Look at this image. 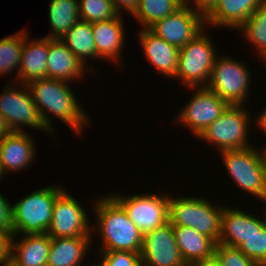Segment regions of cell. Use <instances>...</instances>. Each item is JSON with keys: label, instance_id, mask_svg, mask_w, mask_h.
<instances>
[{"label": "cell", "instance_id": "obj_1", "mask_svg": "<svg viewBox=\"0 0 266 266\" xmlns=\"http://www.w3.org/2000/svg\"><path fill=\"white\" fill-rule=\"evenodd\" d=\"M69 85V86H68ZM35 104L38 106L45 128L53 134L55 126L52 116L71 127L80 137L85 126L90 124L89 115L82 109L80 102L70 87V83L51 78H42L27 84ZM89 120V121H88ZM54 127V128H53ZM83 132V133H82Z\"/></svg>", "mask_w": 266, "mask_h": 266}, {"label": "cell", "instance_id": "obj_2", "mask_svg": "<svg viewBox=\"0 0 266 266\" xmlns=\"http://www.w3.org/2000/svg\"><path fill=\"white\" fill-rule=\"evenodd\" d=\"M94 201V202H93ZM99 235V252L128 251L140 253L143 234L124 208L107 194L92 200ZM102 245V246H101ZM100 248V249H99Z\"/></svg>", "mask_w": 266, "mask_h": 266}, {"label": "cell", "instance_id": "obj_3", "mask_svg": "<svg viewBox=\"0 0 266 266\" xmlns=\"http://www.w3.org/2000/svg\"><path fill=\"white\" fill-rule=\"evenodd\" d=\"M62 186L47 185L35 189L12 204V235L47 233L54 202L64 191Z\"/></svg>", "mask_w": 266, "mask_h": 266}, {"label": "cell", "instance_id": "obj_4", "mask_svg": "<svg viewBox=\"0 0 266 266\" xmlns=\"http://www.w3.org/2000/svg\"><path fill=\"white\" fill-rule=\"evenodd\" d=\"M169 199V222L172 226L190 227L216 244L221 235V216L224 205L212 204L208 198L193 196L173 197Z\"/></svg>", "mask_w": 266, "mask_h": 266}, {"label": "cell", "instance_id": "obj_5", "mask_svg": "<svg viewBox=\"0 0 266 266\" xmlns=\"http://www.w3.org/2000/svg\"><path fill=\"white\" fill-rule=\"evenodd\" d=\"M265 149V150H264ZM255 145L220 152L228 174L237 187L266 203V147Z\"/></svg>", "mask_w": 266, "mask_h": 266}, {"label": "cell", "instance_id": "obj_6", "mask_svg": "<svg viewBox=\"0 0 266 266\" xmlns=\"http://www.w3.org/2000/svg\"><path fill=\"white\" fill-rule=\"evenodd\" d=\"M204 28L179 50L178 68L174 78H178L186 88L206 87L214 63L219 56L214 42L205 34ZM213 42V43H212Z\"/></svg>", "mask_w": 266, "mask_h": 266}, {"label": "cell", "instance_id": "obj_7", "mask_svg": "<svg viewBox=\"0 0 266 266\" xmlns=\"http://www.w3.org/2000/svg\"><path fill=\"white\" fill-rule=\"evenodd\" d=\"M250 120L254 121L244 105H229L197 139L214 145L218 153L251 147L253 145L248 142Z\"/></svg>", "mask_w": 266, "mask_h": 266}, {"label": "cell", "instance_id": "obj_8", "mask_svg": "<svg viewBox=\"0 0 266 266\" xmlns=\"http://www.w3.org/2000/svg\"><path fill=\"white\" fill-rule=\"evenodd\" d=\"M232 58L226 55L217 57L206 87L229 105L247 106L251 72L246 63Z\"/></svg>", "mask_w": 266, "mask_h": 266}, {"label": "cell", "instance_id": "obj_9", "mask_svg": "<svg viewBox=\"0 0 266 266\" xmlns=\"http://www.w3.org/2000/svg\"><path fill=\"white\" fill-rule=\"evenodd\" d=\"M2 90L0 114L10 132H25L26 129H22V127L27 126V128L50 133L44 126L38 106L35 104L27 84L15 85L14 82H8Z\"/></svg>", "mask_w": 266, "mask_h": 266}, {"label": "cell", "instance_id": "obj_10", "mask_svg": "<svg viewBox=\"0 0 266 266\" xmlns=\"http://www.w3.org/2000/svg\"><path fill=\"white\" fill-rule=\"evenodd\" d=\"M110 195L124 208L143 235L169 221L170 193L163 191L160 195L135 193V195L126 196L111 192Z\"/></svg>", "mask_w": 266, "mask_h": 266}, {"label": "cell", "instance_id": "obj_11", "mask_svg": "<svg viewBox=\"0 0 266 266\" xmlns=\"http://www.w3.org/2000/svg\"><path fill=\"white\" fill-rule=\"evenodd\" d=\"M77 200L65 189L55 200L47 231L51 238L97 236L90 219ZM93 235V236H92Z\"/></svg>", "mask_w": 266, "mask_h": 266}, {"label": "cell", "instance_id": "obj_12", "mask_svg": "<svg viewBox=\"0 0 266 266\" xmlns=\"http://www.w3.org/2000/svg\"><path fill=\"white\" fill-rule=\"evenodd\" d=\"M194 91L187 105L178 113L175 122L186 126L198 137L211 123L217 120L229 104L207 87H191Z\"/></svg>", "mask_w": 266, "mask_h": 266}, {"label": "cell", "instance_id": "obj_13", "mask_svg": "<svg viewBox=\"0 0 266 266\" xmlns=\"http://www.w3.org/2000/svg\"><path fill=\"white\" fill-rule=\"evenodd\" d=\"M204 28L205 16L183 4L173 14L157 21L149 29L161 39L179 49L191 41Z\"/></svg>", "mask_w": 266, "mask_h": 266}, {"label": "cell", "instance_id": "obj_14", "mask_svg": "<svg viewBox=\"0 0 266 266\" xmlns=\"http://www.w3.org/2000/svg\"><path fill=\"white\" fill-rule=\"evenodd\" d=\"M139 254L141 266H187L169 221L143 235Z\"/></svg>", "mask_w": 266, "mask_h": 266}, {"label": "cell", "instance_id": "obj_15", "mask_svg": "<svg viewBox=\"0 0 266 266\" xmlns=\"http://www.w3.org/2000/svg\"><path fill=\"white\" fill-rule=\"evenodd\" d=\"M263 214V217H258L246 210L225 205L221 216V235L218 244L239 247L256 229H261L266 224L265 213Z\"/></svg>", "mask_w": 266, "mask_h": 266}, {"label": "cell", "instance_id": "obj_16", "mask_svg": "<svg viewBox=\"0 0 266 266\" xmlns=\"http://www.w3.org/2000/svg\"><path fill=\"white\" fill-rule=\"evenodd\" d=\"M34 143L29 131L10 132L0 140V163L5 174L21 172L33 164L37 156Z\"/></svg>", "mask_w": 266, "mask_h": 266}, {"label": "cell", "instance_id": "obj_17", "mask_svg": "<svg viewBox=\"0 0 266 266\" xmlns=\"http://www.w3.org/2000/svg\"><path fill=\"white\" fill-rule=\"evenodd\" d=\"M139 44L153 68L166 77L174 78L178 68L179 48L161 39L149 28L139 30Z\"/></svg>", "mask_w": 266, "mask_h": 266}, {"label": "cell", "instance_id": "obj_18", "mask_svg": "<svg viewBox=\"0 0 266 266\" xmlns=\"http://www.w3.org/2000/svg\"><path fill=\"white\" fill-rule=\"evenodd\" d=\"M120 14L116 18L107 21L92 23V32L94 36V44L96 47L97 59H103L121 64V53L125 45L124 31L125 24L123 23ZM124 24V25H123ZM118 61V62H117Z\"/></svg>", "mask_w": 266, "mask_h": 266}, {"label": "cell", "instance_id": "obj_19", "mask_svg": "<svg viewBox=\"0 0 266 266\" xmlns=\"http://www.w3.org/2000/svg\"><path fill=\"white\" fill-rule=\"evenodd\" d=\"M86 68V69H85ZM87 67L69 50L61 39L49 38L46 63V77L66 82L81 79L87 75ZM85 74V75H84Z\"/></svg>", "mask_w": 266, "mask_h": 266}, {"label": "cell", "instance_id": "obj_20", "mask_svg": "<svg viewBox=\"0 0 266 266\" xmlns=\"http://www.w3.org/2000/svg\"><path fill=\"white\" fill-rule=\"evenodd\" d=\"M266 0H219L205 16V24L211 27L238 29Z\"/></svg>", "mask_w": 266, "mask_h": 266}, {"label": "cell", "instance_id": "obj_21", "mask_svg": "<svg viewBox=\"0 0 266 266\" xmlns=\"http://www.w3.org/2000/svg\"><path fill=\"white\" fill-rule=\"evenodd\" d=\"M22 237L18 239L17 235H12L10 260L17 266H47L51 237L47 233Z\"/></svg>", "mask_w": 266, "mask_h": 266}, {"label": "cell", "instance_id": "obj_22", "mask_svg": "<svg viewBox=\"0 0 266 266\" xmlns=\"http://www.w3.org/2000/svg\"><path fill=\"white\" fill-rule=\"evenodd\" d=\"M24 29V46L18 71V83L28 84L37 79L46 78V63L49 51V38L29 39Z\"/></svg>", "mask_w": 266, "mask_h": 266}, {"label": "cell", "instance_id": "obj_23", "mask_svg": "<svg viewBox=\"0 0 266 266\" xmlns=\"http://www.w3.org/2000/svg\"><path fill=\"white\" fill-rule=\"evenodd\" d=\"M93 239L94 237L51 238L47 266H84L83 261Z\"/></svg>", "mask_w": 266, "mask_h": 266}, {"label": "cell", "instance_id": "obj_24", "mask_svg": "<svg viewBox=\"0 0 266 266\" xmlns=\"http://www.w3.org/2000/svg\"><path fill=\"white\" fill-rule=\"evenodd\" d=\"M172 227L181 256L186 265L214 256L216 243L211 238L190 227Z\"/></svg>", "mask_w": 266, "mask_h": 266}, {"label": "cell", "instance_id": "obj_25", "mask_svg": "<svg viewBox=\"0 0 266 266\" xmlns=\"http://www.w3.org/2000/svg\"><path fill=\"white\" fill-rule=\"evenodd\" d=\"M61 41L82 62V64L87 67V69L90 68V72L94 71L95 74V70H93L94 68L91 64H86L89 59L93 60L94 58L97 60L92 23L79 20L71 27L64 37H62Z\"/></svg>", "mask_w": 266, "mask_h": 266}, {"label": "cell", "instance_id": "obj_26", "mask_svg": "<svg viewBox=\"0 0 266 266\" xmlns=\"http://www.w3.org/2000/svg\"><path fill=\"white\" fill-rule=\"evenodd\" d=\"M48 18L52 30L50 39H62L80 19L79 0H50Z\"/></svg>", "mask_w": 266, "mask_h": 266}, {"label": "cell", "instance_id": "obj_27", "mask_svg": "<svg viewBox=\"0 0 266 266\" xmlns=\"http://www.w3.org/2000/svg\"><path fill=\"white\" fill-rule=\"evenodd\" d=\"M184 4V0H138V6L131 15L136 18L142 28H150L153 24L173 14Z\"/></svg>", "mask_w": 266, "mask_h": 266}, {"label": "cell", "instance_id": "obj_28", "mask_svg": "<svg viewBox=\"0 0 266 266\" xmlns=\"http://www.w3.org/2000/svg\"><path fill=\"white\" fill-rule=\"evenodd\" d=\"M246 42L255 46L257 54L266 61V1L262 3L238 29Z\"/></svg>", "mask_w": 266, "mask_h": 266}, {"label": "cell", "instance_id": "obj_29", "mask_svg": "<svg viewBox=\"0 0 266 266\" xmlns=\"http://www.w3.org/2000/svg\"><path fill=\"white\" fill-rule=\"evenodd\" d=\"M20 32V33H19ZM15 34L5 36L0 39V75L11 74L12 70L17 73L15 80L10 79L8 82L17 83L18 71L21 61L22 49L24 46V30Z\"/></svg>", "mask_w": 266, "mask_h": 266}, {"label": "cell", "instance_id": "obj_30", "mask_svg": "<svg viewBox=\"0 0 266 266\" xmlns=\"http://www.w3.org/2000/svg\"><path fill=\"white\" fill-rule=\"evenodd\" d=\"M79 15L82 21L94 23L116 18L120 14L112 0H79Z\"/></svg>", "mask_w": 266, "mask_h": 266}, {"label": "cell", "instance_id": "obj_31", "mask_svg": "<svg viewBox=\"0 0 266 266\" xmlns=\"http://www.w3.org/2000/svg\"><path fill=\"white\" fill-rule=\"evenodd\" d=\"M238 248L249 259L266 266V224L256 229Z\"/></svg>", "mask_w": 266, "mask_h": 266}, {"label": "cell", "instance_id": "obj_32", "mask_svg": "<svg viewBox=\"0 0 266 266\" xmlns=\"http://www.w3.org/2000/svg\"><path fill=\"white\" fill-rule=\"evenodd\" d=\"M214 255L222 266H261L249 259L238 247L217 243Z\"/></svg>", "mask_w": 266, "mask_h": 266}, {"label": "cell", "instance_id": "obj_33", "mask_svg": "<svg viewBox=\"0 0 266 266\" xmlns=\"http://www.w3.org/2000/svg\"><path fill=\"white\" fill-rule=\"evenodd\" d=\"M101 254V255H100ZM96 266H141L140 254L128 251L99 252Z\"/></svg>", "mask_w": 266, "mask_h": 266}, {"label": "cell", "instance_id": "obj_34", "mask_svg": "<svg viewBox=\"0 0 266 266\" xmlns=\"http://www.w3.org/2000/svg\"><path fill=\"white\" fill-rule=\"evenodd\" d=\"M0 193V228L12 231V203Z\"/></svg>", "mask_w": 266, "mask_h": 266}, {"label": "cell", "instance_id": "obj_35", "mask_svg": "<svg viewBox=\"0 0 266 266\" xmlns=\"http://www.w3.org/2000/svg\"><path fill=\"white\" fill-rule=\"evenodd\" d=\"M12 231L0 228V263L10 260Z\"/></svg>", "mask_w": 266, "mask_h": 266}, {"label": "cell", "instance_id": "obj_36", "mask_svg": "<svg viewBox=\"0 0 266 266\" xmlns=\"http://www.w3.org/2000/svg\"><path fill=\"white\" fill-rule=\"evenodd\" d=\"M219 0H184V4L206 16ZM191 2L194 4H191ZM192 5V6H191Z\"/></svg>", "mask_w": 266, "mask_h": 266}, {"label": "cell", "instance_id": "obj_37", "mask_svg": "<svg viewBox=\"0 0 266 266\" xmlns=\"http://www.w3.org/2000/svg\"><path fill=\"white\" fill-rule=\"evenodd\" d=\"M115 9L122 14V11H127L129 15H132L138 6V0H112ZM123 9V10H122Z\"/></svg>", "mask_w": 266, "mask_h": 266}, {"label": "cell", "instance_id": "obj_38", "mask_svg": "<svg viewBox=\"0 0 266 266\" xmlns=\"http://www.w3.org/2000/svg\"><path fill=\"white\" fill-rule=\"evenodd\" d=\"M188 266H222L219 260L214 255L211 258L198 260L196 262L190 263Z\"/></svg>", "mask_w": 266, "mask_h": 266}, {"label": "cell", "instance_id": "obj_39", "mask_svg": "<svg viewBox=\"0 0 266 266\" xmlns=\"http://www.w3.org/2000/svg\"><path fill=\"white\" fill-rule=\"evenodd\" d=\"M258 116V117H257ZM254 119V123L256 124V127L262 129V132L266 134V107L261 111L260 115L258 114Z\"/></svg>", "mask_w": 266, "mask_h": 266}, {"label": "cell", "instance_id": "obj_40", "mask_svg": "<svg viewBox=\"0 0 266 266\" xmlns=\"http://www.w3.org/2000/svg\"><path fill=\"white\" fill-rule=\"evenodd\" d=\"M8 133H10V130L6 125L4 118L0 114V140Z\"/></svg>", "mask_w": 266, "mask_h": 266}, {"label": "cell", "instance_id": "obj_41", "mask_svg": "<svg viewBox=\"0 0 266 266\" xmlns=\"http://www.w3.org/2000/svg\"><path fill=\"white\" fill-rule=\"evenodd\" d=\"M0 266H17L13 261L7 260L5 262H1Z\"/></svg>", "mask_w": 266, "mask_h": 266}, {"label": "cell", "instance_id": "obj_42", "mask_svg": "<svg viewBox=\"0 0 266 266\" xmlns=\"http://www.w3.org/2000/svg\"><path fill=\"white\" fill-rule=\"evenodd\" d=\"M4 174H5V172H4V170H3V167H2V165H1V163H0V179L2 180V178L4 177ZM3 176V177H2ZM1 180H0V182H1Z\"/></svg>", "mask_w": 266, "mask_h": 266}, {"label": "cell", "instance_id": "obj_43", "mask_svg": "<svg viewBox=\"0 0 266 266\" xmlns=\"http://www.w3.org/2000/svg\"><path fill=\"white\" fill-rule=\"evenodd\" d=\"M89 264H90L89 266H96V264H95V263H93V264L89 263Z\"/></svg>", "mask_w": 266, "mask_h": 266}]
</instances>
